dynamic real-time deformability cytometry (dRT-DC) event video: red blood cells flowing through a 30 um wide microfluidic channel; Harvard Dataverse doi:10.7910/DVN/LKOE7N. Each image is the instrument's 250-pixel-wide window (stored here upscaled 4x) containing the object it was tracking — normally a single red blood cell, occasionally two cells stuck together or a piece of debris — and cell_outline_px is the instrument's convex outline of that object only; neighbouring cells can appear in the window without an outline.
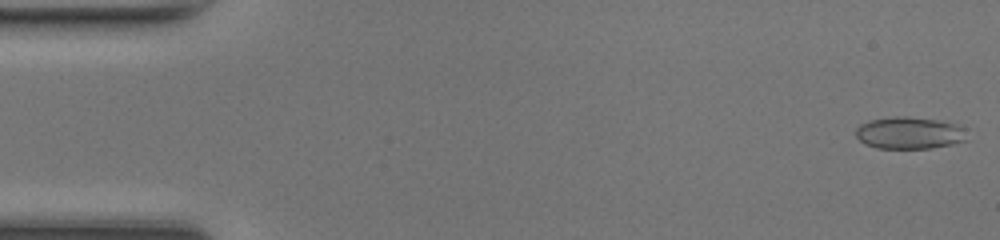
{"species": "common noctule bat (a hibernating species)", "species_latin": "Nyctalus noctula", "temperature_condition": "room temperature", "stored_images_in_passage": 48, "camera_frame_rate_fps": 3000, "um_per_image_px": 0.085, "animal": {"sex": "female", "body_mass_g": 17.0, "forearm_length_mm": 48.0}, "frame": {"image": 1, "passage_image": 1, "time_ms": 0.0, "image_size_px": [1000, 240], "cell_outline_px": [[964, 140], [952, 144], [932, 148], [876, 148], [864, 144], [856, 136], [856, 128], [860, 124], [868, 120], [892, 116], [908, 116], [940, 120], [956, 124], [964, 128]], "centroid_in_image_um": [77.24, 11.28], "position_along_channel_um": 7.8, "area_um2": 20.81}}
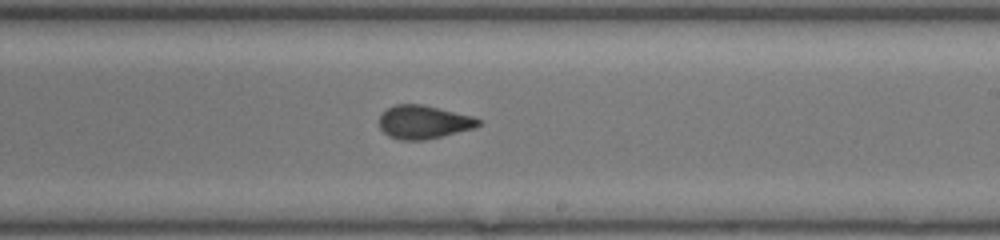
{"frame": {"image": 2, "passage_image": 28, "time_ms": 9.0, "image_size_px": [1000, 240], "cell_outline_px": [[480, 124], [476, 128], [424, 140], [400, 140], [388, 136], [380, 128], [380, 116], [388, 108], [396, 104], [420, 104], [472, 116], [480, 120]], "centroid_in_image_um": [36.0, 10.39], "position_along_channel_um": 253.0, "area_um2": 19.07}}
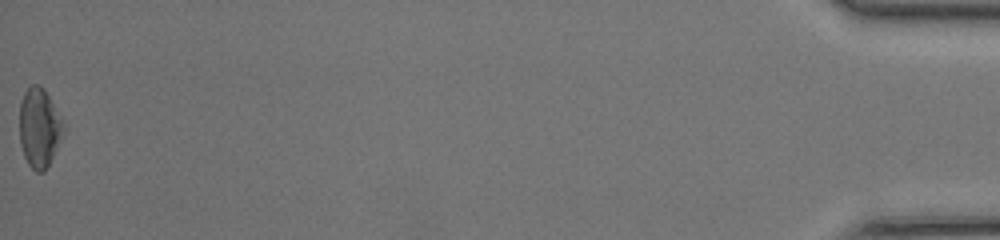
{"frame": {"image": 3, "passage_image": 48, "time_ms": 15.667, "image_size_px": [1000, 240], "cell_outline_px": [[64, 132], [44, 172], [36, 172], [28, 164], [24, 156], [20, 144], [20, 100], [24, 92], [32, 84], [36, 84], [44, 88], [64, 124]], "centroid_in_image_um": [3.32, 10.85], "position_along_channel_um": 431.9, "area_um2": 20.0}, "authors_computed_cell_mechanics": {"area_um2": 19.8254, "velocity_mm_per_s": 4.3313, "shape_relaxation_time_tau1_ms": null, "shape_relaxation_time_tau2_ms": 1.0969, "deformation_change_tau1": null, "deformation_change_tau2": 0.0475}}